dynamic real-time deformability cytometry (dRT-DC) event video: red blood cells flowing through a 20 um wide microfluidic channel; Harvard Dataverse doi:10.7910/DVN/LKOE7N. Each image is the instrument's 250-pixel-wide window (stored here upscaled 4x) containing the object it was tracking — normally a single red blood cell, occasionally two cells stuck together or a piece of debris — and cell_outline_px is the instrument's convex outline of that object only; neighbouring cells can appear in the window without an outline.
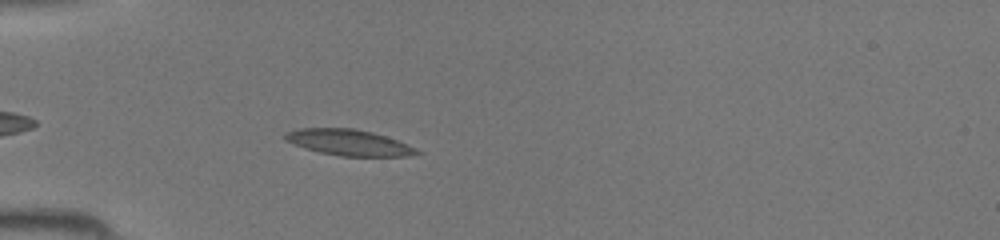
{"species": "common noctule bat (a hibernating species)", "species_latin": "Nyctalus noctula", "temperature_condition": "room temperature", "stored_images_in_passage": 31, "camera_frame_rate_fps": 3000, "um_per_image_px": 0.085, "animal": {"sex": "female", "body_mass_g": 19.5, "forearm_length_mm": 54.1}, "frame": {"image": 1, "passage_image": 5, "time_ms": 1.333, "image_size_px": [1000, 240], "cell_outline_px": [[424, 152], [408, 156], [340, 156], [320, 152], [304, 148], [292, 144], [284, 140], [284, 132], [300, 128], [356, 128], [372, 132], [408, 144]], "centroid_in_image_um": [29.62, 12.11], "position_along_channel_um": 55.4, "area_um2": 20.06}}
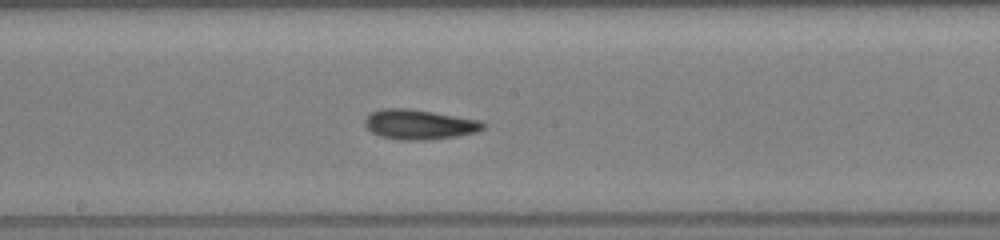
{"frame": {"image": 2, "passage_image": 16, "time_ms": 5.0, "image_size_px": [1000, 240], "cell_outline_px": [[484, 128], [476, 132], [456, 136], [424, 140], [404, 140], [380, 136], [372, 132], [364, 124], [364, 120], [372, 112], [384, 108], [408, 108], [480, 120], [484, 124]], "centroid_in_image_um": [35.62, 10.58], "position_along_channel_um": 212.6, "area_um2": 20.29}}
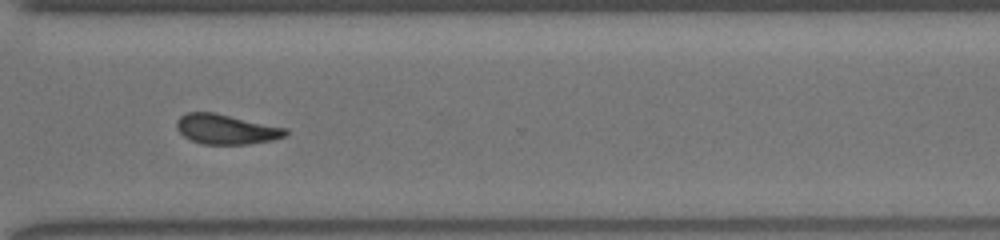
{"frame": {"image": 3, "passage_image": 25, "time_ms": 8.0, "image_size_px": [1000, 240], "cell_outline_px": [[288, 132], [284, 136], [272, 140], [248, 144], [204, 144], [192, 140], [184, 136], [176, 128], [176, 120], [180, 116], [188, 112], [216, 112], [288, 128]], "centroid_in_image_um": [19.23, 10.97], "position_along_channel_um": 351.4, "area_um2": 19.07}}